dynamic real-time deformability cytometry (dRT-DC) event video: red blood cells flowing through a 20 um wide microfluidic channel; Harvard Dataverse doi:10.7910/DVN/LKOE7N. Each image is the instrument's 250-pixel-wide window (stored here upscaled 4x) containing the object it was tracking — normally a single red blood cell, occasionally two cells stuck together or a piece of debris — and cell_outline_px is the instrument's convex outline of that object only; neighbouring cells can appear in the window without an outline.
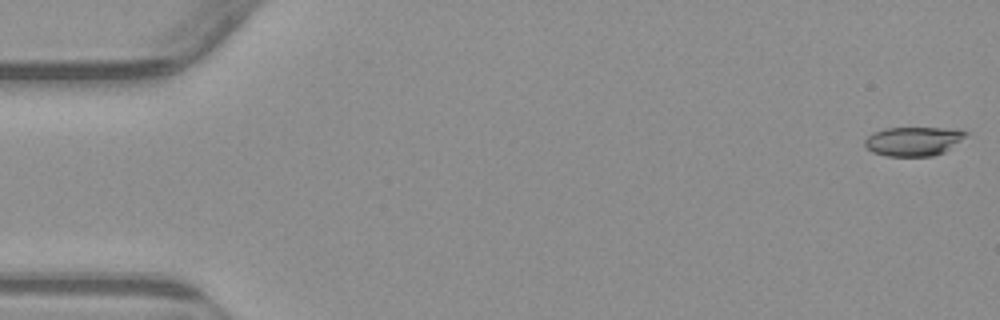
{"species": "common noctule bat (a hibernating species)", "species_latin": "Nyctalus noctula", "temperature_condition": "warm", "stored_images_in_passage": 54, "camera_frame_rate_fps": 3000, "um_per_image_px": 0.085, "animal": {"sex": "male", "body_mass_g": 23.1, "forearm_length_mm": 52.7}, "frame": {"image": 1, "passage_image": 1, "time_ms": 0.0, "image_size_px": [1000, 320], "cell_outline_px": [[968, 136], [944, 152], [932, 156], [888, 156], [872, 152], [864, 144], [864, 140], [872, 132], [884, 128], [956, 128], [968, 132]], "centroid_in_image_um": [77.66, 11.99], "position_along_channel_um": 7.3, "area_um2": 17.28}}
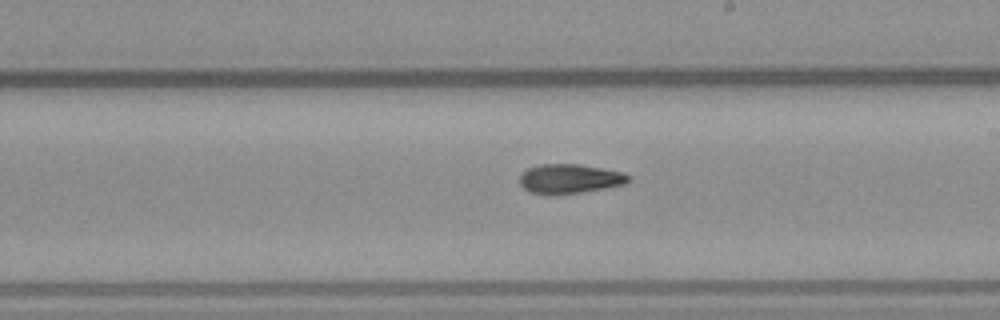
{"frame": {"image": 2, "passage_image": 31, "time_ms": 10.0, "image_size_px": [1000, 320], "cell_outline_px": [[632, 180], [624, 184], [604, 188], [580, 192], [532, 192], [524, 188], [520, 184], [520, 172], [528, 168], [540, 164], [580, 164], [624, 172], [632, 176]], "centroid_in_image_um": [48.48, 15.14], "position_along_channel_um": 240.5, "area_um2": 18.21}}
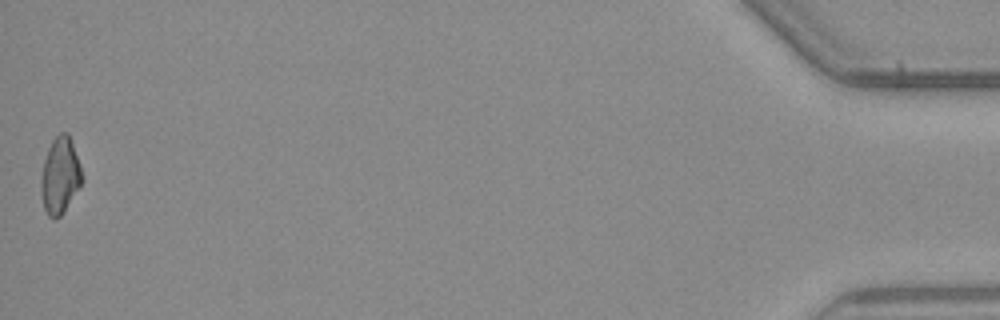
{"frame": {"image": 3, "passage_image": 54, "time_ms": 17.667, "image_size_px": [1000, 320], "cell_outline_px": [[84, 180], [60, 216], [52, 220], [48, 216], [44, 208], [40, 184], [44, 160], [48, 148], [52, 140], [60, 132], [68, 132], [80, 164], [84, 176]], "centroid_in_image_um": [5.11, 14.91], "position_along_channel_um": 430.1, "area_um2": 18.21}}